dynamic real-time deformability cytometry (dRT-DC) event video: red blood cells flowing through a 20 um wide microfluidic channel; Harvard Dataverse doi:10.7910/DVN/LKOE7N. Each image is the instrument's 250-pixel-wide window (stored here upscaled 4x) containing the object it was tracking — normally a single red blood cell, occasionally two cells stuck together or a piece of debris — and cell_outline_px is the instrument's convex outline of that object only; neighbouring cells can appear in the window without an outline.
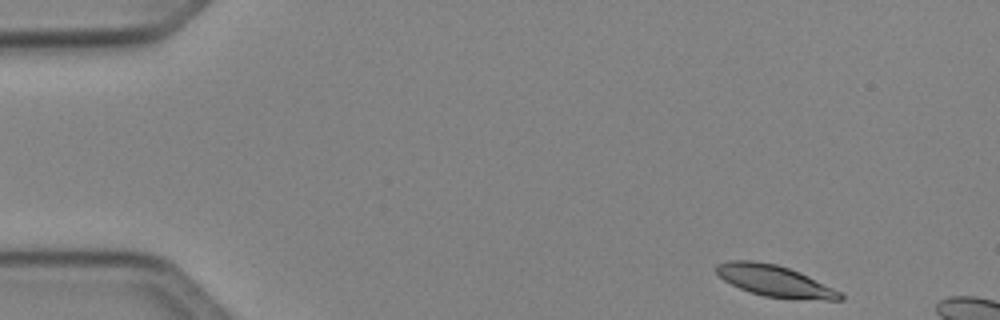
{"species": "Egyptian fruit bat (a non-hibernating species)", "species_latin": "Rousettus aegyptiacus", "temperature_condition": "cold", "stored_images_in_passage": 7, "camera_frame_rate_fps": 3000, "um_per_image_px": 0.085, "animal": {"sex": "female"}, "frame": {"image": 1, "passage_image": 1, "time_ms": 0.0, "image_size_px": [1000, 320], "cell_outline_px": [[844, 300], [824, 300], [764, 296], [740, 288], [724, 280], [716, 272], [716, 264], [732, 260], [752, 260], [776, 264], [800, 272], [840, 292], [844, 296]], "centroid_in_image_um": [65.84, 23.87], "position_along_channel_um": 19.2, "area_um2": 22.2}}